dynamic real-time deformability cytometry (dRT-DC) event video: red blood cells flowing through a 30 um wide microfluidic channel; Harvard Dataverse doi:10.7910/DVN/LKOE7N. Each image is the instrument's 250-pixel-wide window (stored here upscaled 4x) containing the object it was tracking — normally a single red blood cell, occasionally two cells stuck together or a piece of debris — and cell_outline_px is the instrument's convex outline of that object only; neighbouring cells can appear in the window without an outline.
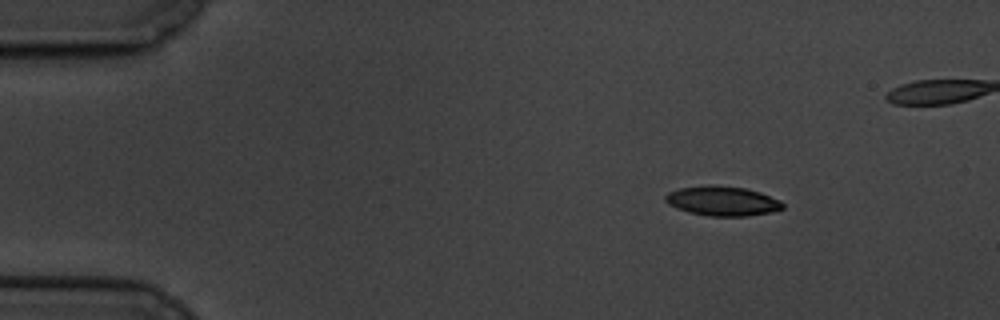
{"species": "common noctule bat (a hibernating species)", "species_latin": "Nyctalus noctula", "temperature_condition": "cold", "stored_images_in_passage": 4, "camera_frame_rate_fps": 3000, "um_per_image_px": 0.085, "animal": {"sex": "male", "body_mass_g": 19.5, "forearm_length_mm": 54.6}, "frame": {"image": 1, "passage_image": 1, "time_ms": 0.0, "image_size_px": [1000, 320], "cell_outline_px": [[784, 208], [772, 212], [748, 216], [708, 216], [688, 212], [676, 208], [668, 204], [664, 200], [664, 196], [668, 192], [680, 188], [708, 184], [712, 184], [744, 188], [760, 192], [780, 200], [784, 204]], "centroid_in_image_um": [61.39, 17.08], "position_along_channel_um": 23.6, "area_um2": 20.46}}